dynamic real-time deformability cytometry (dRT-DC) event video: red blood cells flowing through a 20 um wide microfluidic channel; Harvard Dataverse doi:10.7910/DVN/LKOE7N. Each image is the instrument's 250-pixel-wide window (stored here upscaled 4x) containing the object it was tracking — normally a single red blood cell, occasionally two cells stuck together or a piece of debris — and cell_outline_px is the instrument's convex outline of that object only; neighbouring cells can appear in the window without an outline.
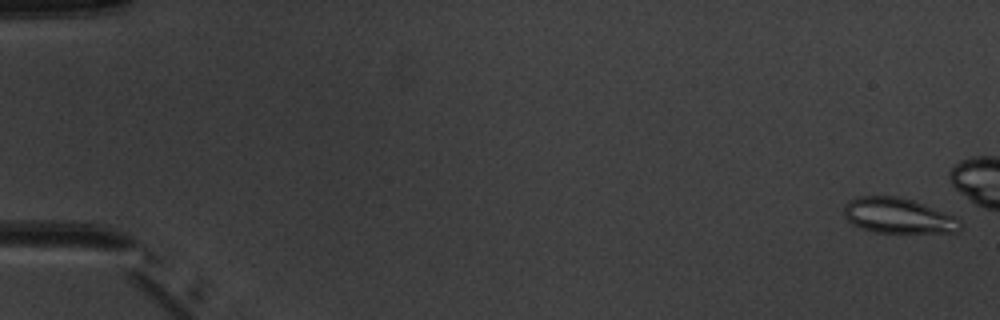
{"species": "common noctule bat (a hibernating species)", "species_latin": "Nyctalus noctula", "temperature_condition": "warm", "stored_images_in_passage": 5, "camera_frame_rate_fps": 3000, "um_per_image_px": 0.085, "animal": {"sex": "male", "body_mass_g": 20.1, "forearm_length_mm": 53.5}, "frame": {"image": 1, "passage_image": 1, "time_ms": 0.0, "image_size_px": [1000, 320], "cell_outline_px": [[964, 228], [960, 232], [872, 232], [860, 228], [852, 224], [844, 216], [844, 204], [848, 200], [856, 196], [896, 196], [912, 200], [960, 216], [964, 224]], "centroid_in_image_um": [76.42, 18.33], "position_along_channel_um": 8.6, "area_um2": 24.57}}